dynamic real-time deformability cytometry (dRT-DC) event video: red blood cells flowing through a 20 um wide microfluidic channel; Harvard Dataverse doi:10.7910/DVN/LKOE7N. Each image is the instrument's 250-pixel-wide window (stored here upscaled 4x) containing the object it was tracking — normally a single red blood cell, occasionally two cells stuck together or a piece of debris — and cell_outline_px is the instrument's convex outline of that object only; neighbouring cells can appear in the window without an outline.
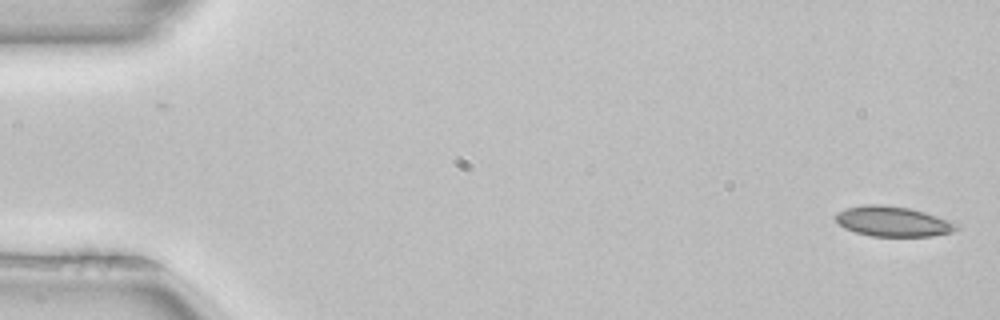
{"species": "common noctule bat (a hibernating species)", "species_latin": "Nyctalus noctula", "temperature_condition": "room temperature", "stored_images_in_passage": 51, "camera_frame_rate_fps": 3000, "um_per_image_px": 0.085, "animal": {"sex": "female", "body_mass_g": 22.7, "forearm_length_mm": 54.2}, "frame": {"image": 1, "passage_image": 1, "time_ms": 0.0, "image_size_px": [1000, 320], "cell_outline_px": [[960, 228], [952, 232], [932, 236], [872, 236], [856, 232], [844, 228], [836, 220], [836, 212], [844, 208], [864, 204], [880, 204], [908, 208], [924, 212], [960, 224]], "centroid_in_image_um": [75.89, 18.82], "position_along_channel_um": 9.1, "area_um2": 21.21}}
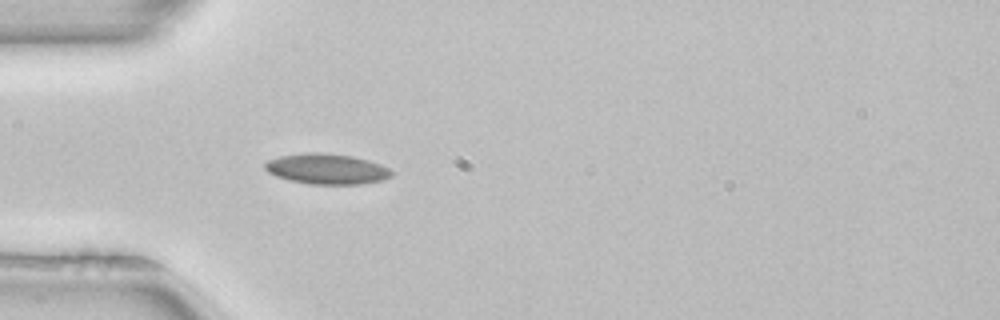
{"frame": {"image": 2, "passage_image": 15, "time_ms": 4.667, "image_size_px": [1000, 320], "cell_outline_px": [[392, 176], [384, 180], [360, 184], [312, 184], [292, 180], [276, 176], [268, 172], [264, 168], [264, 160], [280, 156], [308, 152], [324, 152], [352, 156], [368, 160], [380, 164], [388, 168], [392, 172]], "centroid_in_image_um": [27.76, 14.35], "position_along_channel_um": 57.2, "area_um2": 22.54}}
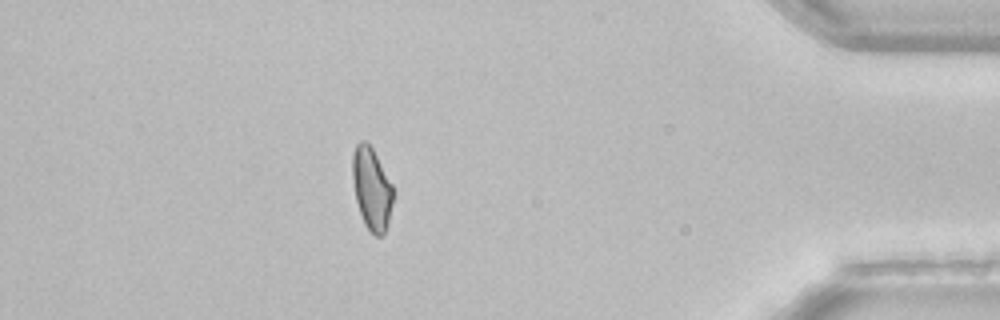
{"frame": {"image": 3, "passage_image": 45, "time_ms": 14.667, "image_size_px": [1000, 320], "cell_outline_px": [[392, 200], [388, 224], [384, 232], [380, 236], [376, 236], [364, 224], [356, 200], [352, 180], [352, 152], [356, 144], [360, 140], [364, 140], [372, 148], [392, 184]], "centroid_in_image_um": [31.56, 16.01], "position_along_channel_um": 403.6, "area_um2": 19.25}, "authors_computed_cell_mechanics": {"area_um2": 21.0392, "velocity_mm_per_s": 3.9725, "shape_relaxation_time_tau1_ms": null, "shape_relaxation_time_tau2_ms": 3.6945, "deformation_change_tau1": null, "deformation_change_tau2": 0.0859}}